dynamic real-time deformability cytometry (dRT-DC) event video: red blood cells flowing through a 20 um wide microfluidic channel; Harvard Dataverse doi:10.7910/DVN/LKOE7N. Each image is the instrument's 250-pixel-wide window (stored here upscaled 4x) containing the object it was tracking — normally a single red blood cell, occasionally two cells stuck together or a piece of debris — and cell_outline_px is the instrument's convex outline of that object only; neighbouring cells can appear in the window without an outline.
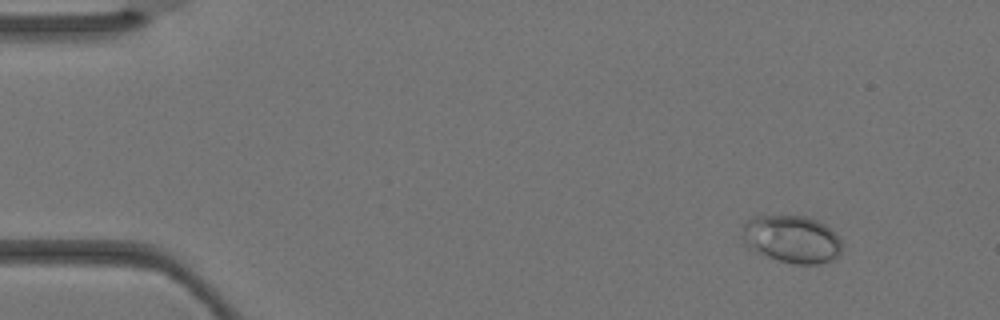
{"species": "Egyptian fruit bat (a non-hibernating species)", "species_latin": "Rousettus aegyptiacus", "temperature_condition": "warm", "stored_images_in_passage": 5, "camera_frame_rate_fps": 3000, "um_per_image_px": 0.085, "animal": {"sex": "female"}, "frame": {"image": 1, "passage_image": 2, "time_ms": 0.333, "image_size_px": [1000, 320], "cell_outline_px": [[840, 252], [832, 260], [816, 264], [792, 264], [756, 252], [748, 248], [744, 244], [740, 236], [740, 224], [752, 216], [804, 216], [816, 220], [824, 224], [840, 236]], "centroid_in_image_um": [67.22, 20.31], "position_along_channel_um": 17.8, "area_um2": 27.92}}